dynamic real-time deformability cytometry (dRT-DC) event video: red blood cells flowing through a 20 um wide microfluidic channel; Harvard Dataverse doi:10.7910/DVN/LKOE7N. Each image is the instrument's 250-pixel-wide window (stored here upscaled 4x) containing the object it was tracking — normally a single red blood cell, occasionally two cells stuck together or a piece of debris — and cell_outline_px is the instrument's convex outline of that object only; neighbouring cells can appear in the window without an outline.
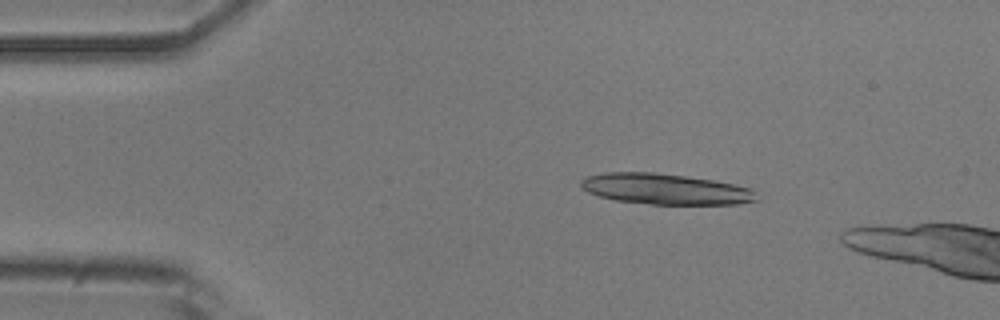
{"species": "common noctule bat (a hibernating species)", "species_latin": "Nyctalus noctula", "temperature_condition": "room temperature", "stored_images_in_passage": 7, "camera_frame_rate_fps": 3000, "um_per_image_px": 0.085, "animal": {"sex": "male", "body_mass_g": 20.5, "forearm_length_mm": 52.5}, "frame": {"image": 1, "passage_image": 2, "time_ms": 0.333, "image_size_px": [1000, 320], "cell_outline_px": [[760, 200], [736, 204], [652, 204], [616, 200], [600, 196], [588, 192], [580, 188], [580, 180], [588, 176], [604, 172], [652, 172], [716, 180], [752, 188], [756, 192]], "centroid_in_image_um": [56.59, 16.06], "position_along_channel_um": 28.4, "area_um2": 31.62}}